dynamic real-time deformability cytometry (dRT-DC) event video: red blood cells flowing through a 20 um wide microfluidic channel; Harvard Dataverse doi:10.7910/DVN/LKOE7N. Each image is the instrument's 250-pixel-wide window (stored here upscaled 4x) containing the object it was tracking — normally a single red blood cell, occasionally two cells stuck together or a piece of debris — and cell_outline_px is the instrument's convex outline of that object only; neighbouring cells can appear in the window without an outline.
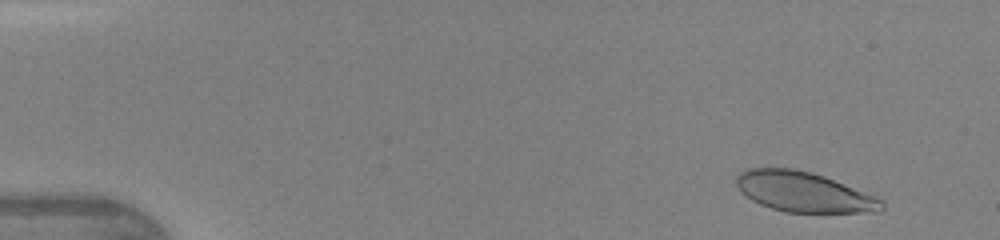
{"species": "human", "species_latin": "Homo sapiens", "temperature_condition": "warm", "stored_images_in_passage": 46, "camera_frame_rate_fps": 3000, "um_per_image_px": 0.085, "donor": {"sex": "female"}, "frame": {"image": 1, "passage_image": 3, "time_ms": 0.667, "image_size_px": [1000, 240], "cell_outline_px": [[884, 208], [880, 212], [784, 212], [760, 204], [752, 200], [740, 192], [736, 184], [736, 176], [740, 172], [748, 168], [792, 168], [812, 172], [824, 176], [876, 196], [884, 200]], "centroid_in_image_um": [68.32, 16.31], "position_along_channel_um": 16.7, "area_um2": 34.04}}
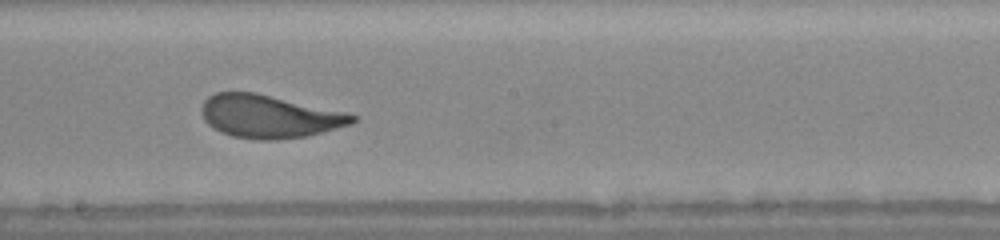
{"frame": {"image": 2, "passage_image": 26, "time_ms": 8.333, "image_size_px": [1000, 240], "cell_outline_px": [[356, 120], [352, 124], [308, 136], [272, 140], [260, 140], [232, 136], [220, 132], [212, 128], [204, 120], [200, 108], [204, 100], [208, 96], [216, 92], [252, 92], [348, 112], [356, 116]], "centroid_in_image_um": [22.87, 9.9], "position_along_channel_um": 225.3, "area_um2": 37.86}}
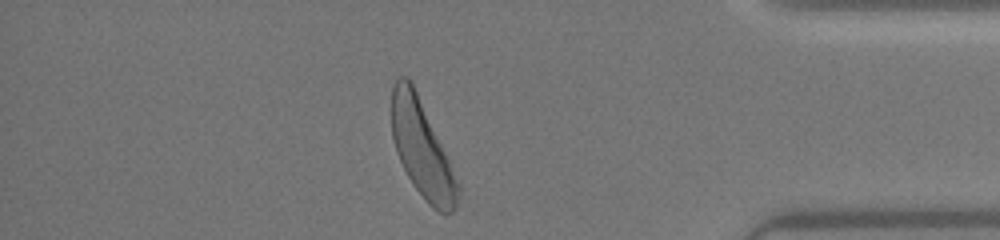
{"frame": {"image": 3, "passage_image": 40, "time_ms": 13.0, "image_size_px": [1000, 240], "cell_outline_px": [[460, 192], [456, 208], [452, 212], [444, 216], [432, 208], [424, 200], [412, 184], [396, 152], [392, 136], [392, 88], [396, 76], [408, 76], [416, 92], [460, 184]], "centroid_in_image_um": [35.87, 12.74], "position_along_channel_um": 399.3, "area_um2": 36.93}, "authors_computed_cell_mechanics": {"area_um2": 37.4833, "velocity_mm_per_s": 4.3071, "shape_relaxation_time_tau1_ms": 2.7367, "shape_relaxation_time_tau2_ms": null, "deformation_change_tau1": 0.1609, "deformation_change_tau2": null}}